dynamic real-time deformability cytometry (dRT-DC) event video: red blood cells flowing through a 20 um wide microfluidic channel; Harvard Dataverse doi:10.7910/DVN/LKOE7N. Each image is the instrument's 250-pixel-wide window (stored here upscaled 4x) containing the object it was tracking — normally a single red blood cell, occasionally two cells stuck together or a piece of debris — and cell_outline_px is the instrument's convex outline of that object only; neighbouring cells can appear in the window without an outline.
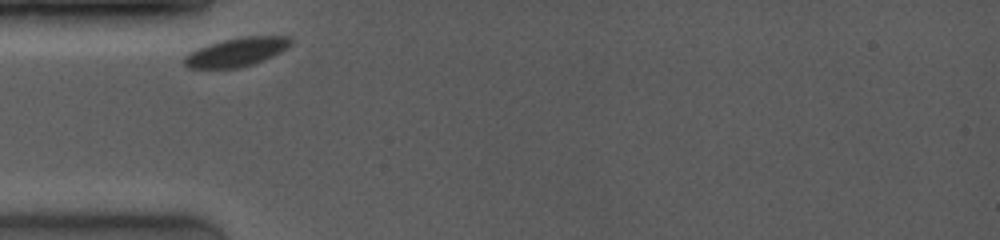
{"species": "common noctule bat (a hibernating species)", "species_latin": "Nyctalus noctula", "temperature_condition": "room temperature", "stored_images_in_passage": 5, "camera_frame_rate_fps": 4000, "um_per_image_px": 0.085, "animal": {"sex": "female", "body_mass_g": 19.0, "forearm_length_mm": 53.3}, "frame": {"image": 1, "passage_image": 1, "time_ms": 0.0, "image_size_px": [1000, 240], "cell_outline_px": [[292, 44], [288, 48], [272, 56], [252, 64], [240, 68], [188, 68], [184, 64], [184, 56], [188, 52], [208, 44], [240, 36], [292, 36]], "centroid_in_image_um": [20.12, 4.41], "position_along_channel_um": 64.9, "area_um2": 17.92}}
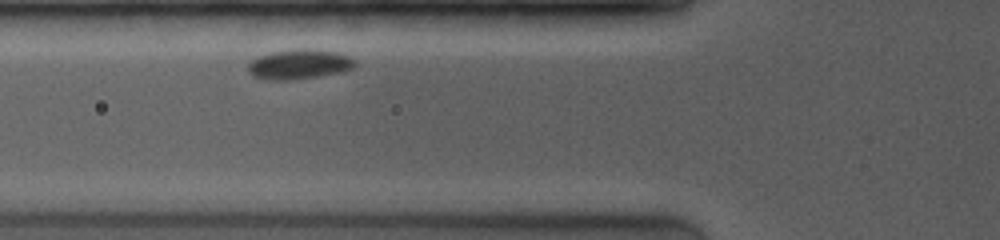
{"frame": {"image": 2, "passage_image": 3, "time_ms": 1.0, "image_size_px": [1000, 240], "cell_outline_px": [[356, 64], [352, 68], [344, 72], [320, 76], [288, 80], [268, 80], [252, 76], [248, 72], [248, 64], [256, 56], [272, 52], [300, 48], [312, 48], [336, 52], [348, 56], [356, 60]], "centroid_in_image_um": [25.43, 5.46], "position_along_channel_um": 100.4, "area_um2": 18.84}}